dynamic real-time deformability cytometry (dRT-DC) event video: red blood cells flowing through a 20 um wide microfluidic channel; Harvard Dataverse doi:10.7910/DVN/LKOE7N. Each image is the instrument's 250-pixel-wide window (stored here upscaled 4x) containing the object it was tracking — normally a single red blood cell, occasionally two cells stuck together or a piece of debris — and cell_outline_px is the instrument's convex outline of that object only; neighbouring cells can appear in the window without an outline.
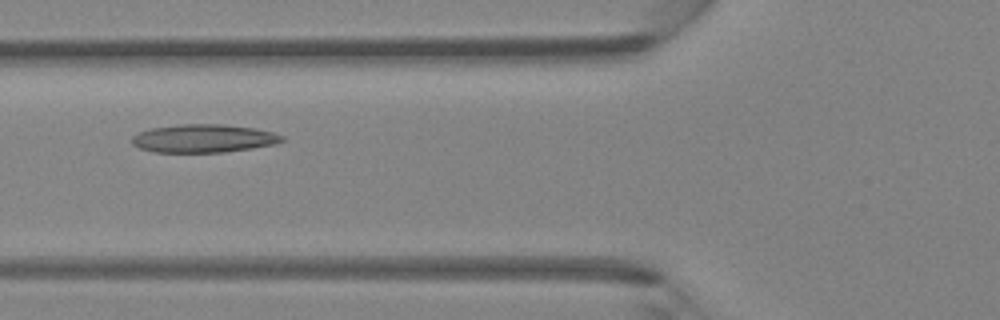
{"species": "Egyptian fruit bat (a non-hibernating species)", "species_latin": "Rousettus aegyptiacus", "temperature_condition": "room temperature", "stored_images_in_passage": 45, "camera_frame_rate_fps": 3000, "um_per_image_px": 0.085, "animal": {"sex": "female"}, "frame": {"image": 1, "passage_image": 16, "time_ms": 5.0, "image_size_px": [1000, 320], "cell_outline_px": [[284, 140], [276, 144], [252, 148], [224, 152], [152, 152], [140, 148], [132, 144], [132, 136], [140, 132], [152, 128], [180, 124], [224, 124], [252, 128], [272, 132], [284, 136]], "centroid_in_image_um": [17.3, 11.77], "position_along_channel_um": 108.5, "area_um2": 24.57}}
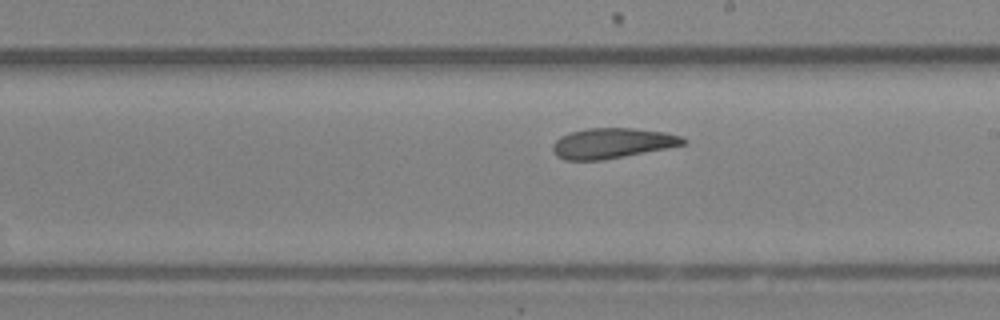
{"frame": {"image": 2, "passage_image": 25, "time_ms": 8.0, "image_size_px": [1000, 320], "cell_outline_px": [[688, 140], [684, 144], [604, 160], [564, 160], [556, 156], [552, 152], [552, 144], [560, 136], [584, 128], [632, 128], [664, 132], [680, 136]], "centroid_in_image_um": [51.97, 12.17], "position_along_channel_um": 237.0, "area_um2": 22.89}}
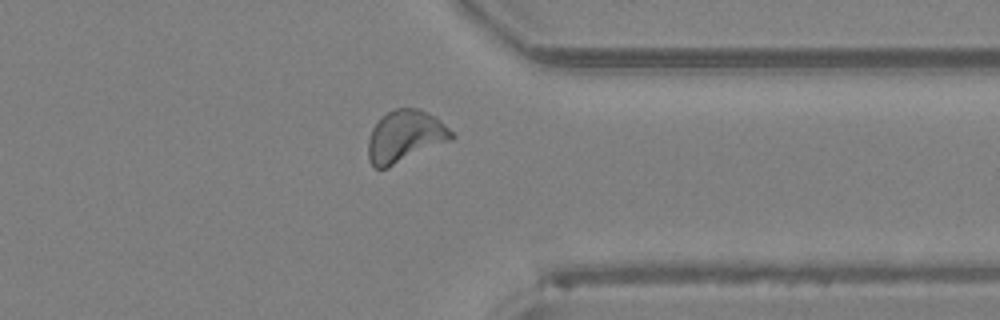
{"frame": {"image": 3, "passage_image": 35, "time_ms": 11.333, "image_size_px": [1000, 320], "cell_outline_px": [[456, 136], [452, 140], [388, 168], [376, 168], [368, 160], [368, 140], [372, 128], [380, 116], [396, 108], [420, 108], [436, 116]], "centroid_in_image_um": [34.43, 11.58], "position_along_channel_um": 377.0, "area_um2": 25.49}, "authors_computed_cell_mechanics": {"area_um2": 24.5072, "velocity_mm_per_s": 4.2983, "shape_relaxation_time_tau1_ms": null, "shape_relaxation_time_tau2_ms": 2.5013, "deformation_change_tau1": null, "deformation_change_tau2": 0.0946}}